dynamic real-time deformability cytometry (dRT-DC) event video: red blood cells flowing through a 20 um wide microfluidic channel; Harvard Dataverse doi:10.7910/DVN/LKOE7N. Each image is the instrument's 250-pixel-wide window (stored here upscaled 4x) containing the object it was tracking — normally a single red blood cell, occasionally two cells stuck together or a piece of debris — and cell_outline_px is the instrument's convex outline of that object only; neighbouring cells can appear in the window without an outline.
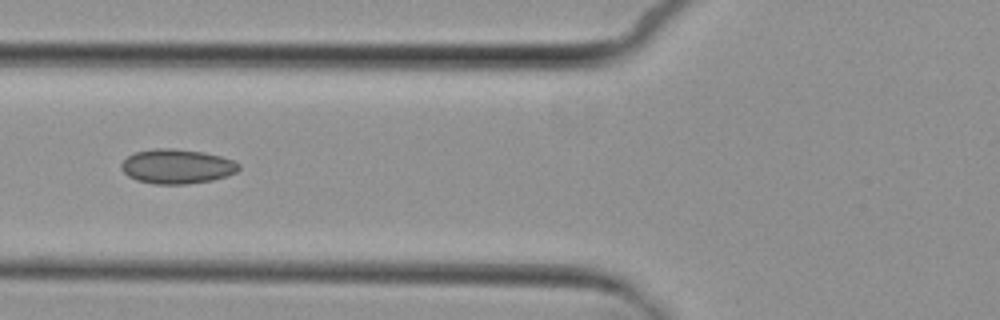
{"species": "common noctule bat (a hibernating species)", "species_latin": "Nyctalus noctula", "temperature_condition": "cold", "stored_images_in_passage": 4, "camera_frame_rate_fps": 3000, "um_per_image_px": 0.085, "animal": {"sex": "female", "body_mass_g": 29.2, "forearm_length_mm": 56.3}, "frame": {"image": 1, "passage_image": 2, "time_ms": 1.333, "image_size_px": [1000, 320], "cell_outline_px": [[240, 168], [236, 172], [228, 176], [212, 180], [184, 184], [156, 184], [136, 180], [128, 176], [120, 168], [120, 164], [128, 156], [136, 152], [152, 148], [172, 148], [204, 152], [220, 156], [232, 160], [240, 164]], "centroid_in_image_um": [15.03, 14.14], "position_along_channel_um": 110.8, "area_um2": 23.7}}
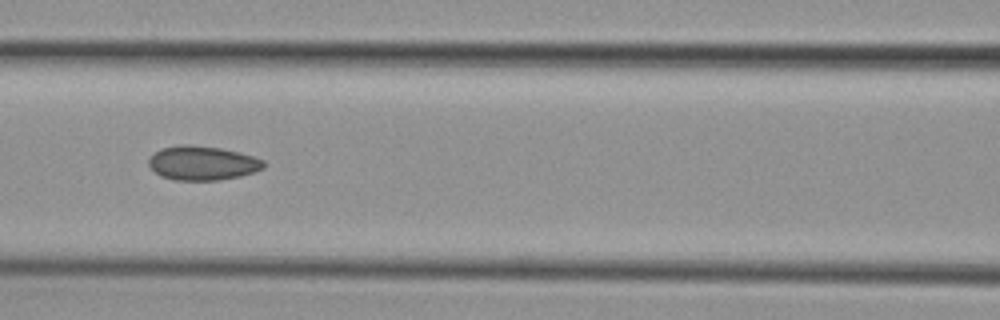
{"frame": {"image": 2, "passage_image": 3, "time_ms": 2.333, "image_size_px": [1000, 320], "cell_outline_px": [[264, 168], [256, 172], [240, 176], [216, 180], [172, 180], [160, 176], [148, 164], [148, 160], [160, 148], [180, 144], [188, 144], [220, 148], [252, 156], [264, 160]], "centroid_in_image_um": [17.19, 13.86], "position_along_channel_um": 149.4, "area_um2": 22.83}}
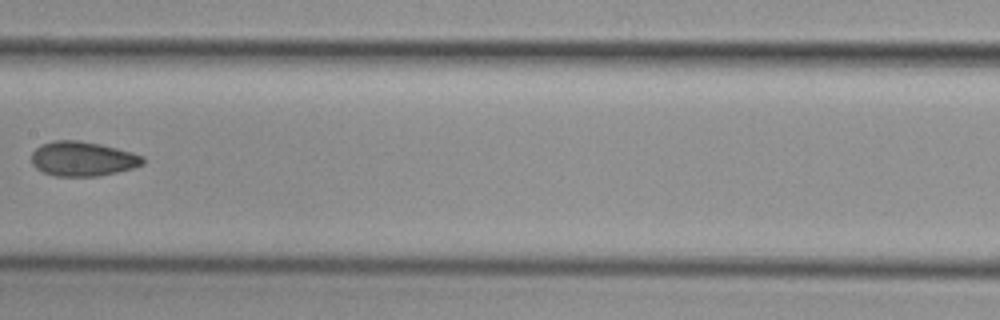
{"frame": {"image": 3, "passage_image": 4, "time_ms": 3.667, "image_size_px": [1000, 320], "cell_outline_px": [[144, 164], [132, 168], [100, 176], [56, 176], [44, 172], [36, 168], [32, 164], [32, 152], [40, 144], [52, 140], [76, 140], [100, 144], [116, 148], [144, 156]], "centroid_in_image_um": [7.01, 13.49], "position_along_channel_um": 200.4, "area_um2": 22.43}}